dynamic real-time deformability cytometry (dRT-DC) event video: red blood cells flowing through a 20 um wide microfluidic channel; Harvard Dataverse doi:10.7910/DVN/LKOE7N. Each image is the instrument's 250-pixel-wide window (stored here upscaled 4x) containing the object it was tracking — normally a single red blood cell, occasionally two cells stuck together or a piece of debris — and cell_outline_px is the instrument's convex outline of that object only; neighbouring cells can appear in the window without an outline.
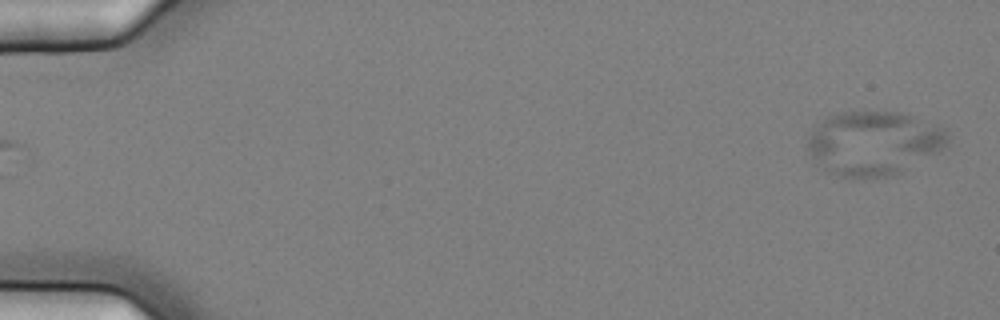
{"species": "common noctule bat (a hibernating species)", "species_latin": "Nyctalus noctula", "temperature_condition": "cold", "stored_images_in_passage": 4, "segment_of_instrument_passage": [2, 2], "camera_frame_rate_fps": 3000, "um_per_image_px": 0.085, "animal": {"sex": "female", "body_mass_g": 25.1}, "frame": {"image": 1, "passage_image": 4, "time_ms": 1.0, "image_size_px": [1000, 320], "cell_outline_px": [[948, 144], [944, 148], [892, 176], [852, 180], [840, 176], [824, 168], [812, 156], [808, 148], [808, 136], [812, 128], [816, 124], [832, 112], [864, 108], [900, 112], [940, 124], [948, 132]], "centroid_in_image_um": [74.25, 12.1], "position_along_channel_um": 10.7, "area_um2": 53.64}}